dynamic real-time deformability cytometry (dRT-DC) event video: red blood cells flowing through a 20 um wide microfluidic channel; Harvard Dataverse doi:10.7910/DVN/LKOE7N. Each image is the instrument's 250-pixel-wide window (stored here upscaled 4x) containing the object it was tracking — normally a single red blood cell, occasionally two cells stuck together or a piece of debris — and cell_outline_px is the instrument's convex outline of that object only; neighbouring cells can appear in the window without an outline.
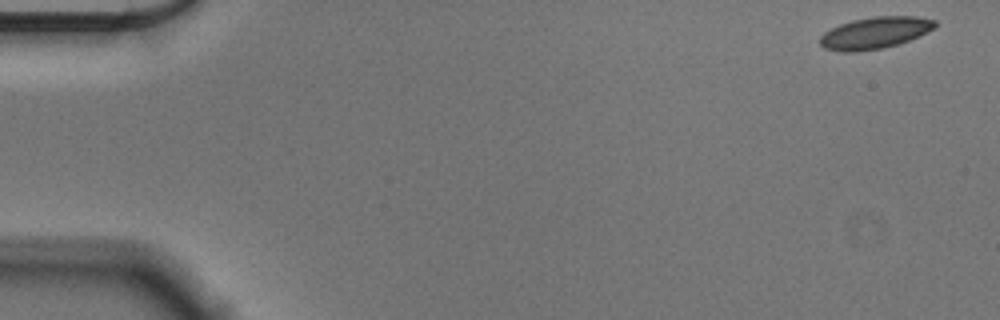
{"species": "Egyptian fruit bat (a non-hibernating species)", "species_latin": "Rousettus aegyptiacus", "temperature_condition": "cold", "stored_images_in_passage": 55, "camera_frame_rate_fps": 3000, "um_per_image_px": 0.085, "animal": {"sex": "male"}, "frame": {"image": 1, "passage_image": 1, "time_ms": 0.0, "image_size_px": [1000, 320], "cell_outline_px": [[936, 28], [908, 40], [884, 48], [856, 52], [840, 52], [824, 48], [820, 44], [820, 36], [824, 32], [840, 24], [852, 20], [872, 16], [916, 16], [936, 20]], "centroid_in_image_um": [74.35, 2.79], "position_along_channel_um": 10.6, "area_um2": 21.33}}
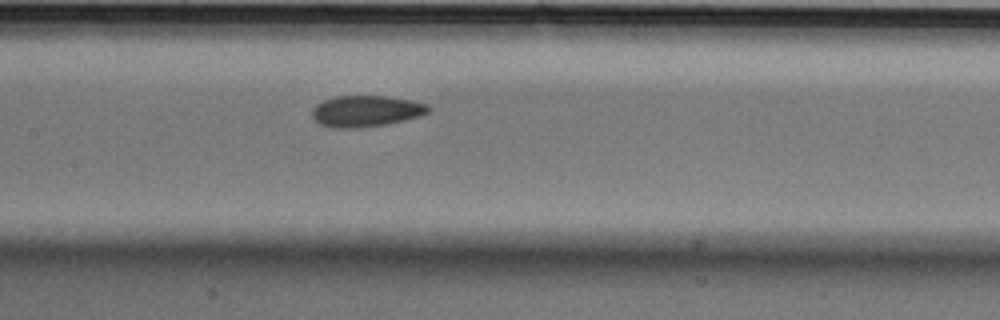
{"frame": {"image": 2, "passage_image": 26, "time_ms": 8.333, "image_size_px": [1000, 320], "cell_outline_px": [[432, 108], [428, 112], [420, 116], [404, 120], [384, 124], [356, 128], [332, 128], [320, 124], [312, 116], [312, 108], [316, 104], [332, 96], [384, 96], [412, 100], [428, 104]], "centroid_in_image_um": [31.1, 9.44], "position_along_channel_um": 176.3, "area_um2": 21.21}}
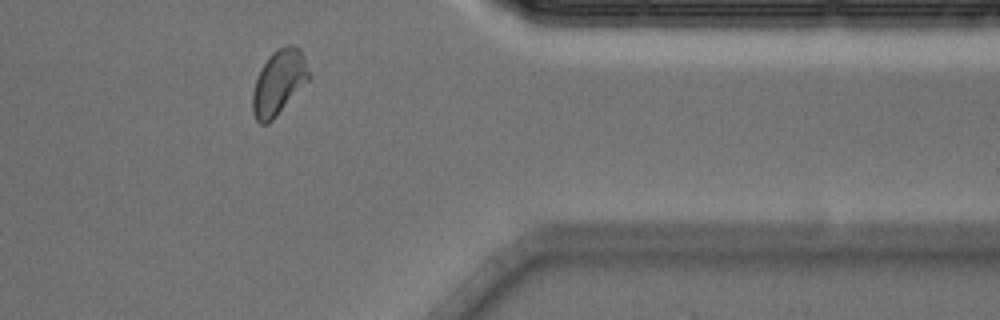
{"frame": {"image": 3, "passage_image": 45, "time_ms": 14.667, "image_size_px": [1000, 320], "cell_outline_px": [[312, 76], [276, 116], [268, 124], [260, 124], [256, 120], [252, 112], [252, 92], [260, 68], [268, 56], [272, 52], [288, 44], [292, 44], [300, 48], [304, 56]], "centroid_in_image_um": [23.7, 6.99], "position_along_channel_um": 387.7, "area_um2": 21.39}, "authors_computed_cell_mechanics": {"area_um2": 20.9236, "velocity_mm_per_s": 3.5671, "shape_relaxation_time_tau1_ms": 6.6417, "shape_relaxation_time_tau2_ms": 2.4327, "deformation_change_tau1": 0.1187, "deformation_change_tau2": 0.056}}